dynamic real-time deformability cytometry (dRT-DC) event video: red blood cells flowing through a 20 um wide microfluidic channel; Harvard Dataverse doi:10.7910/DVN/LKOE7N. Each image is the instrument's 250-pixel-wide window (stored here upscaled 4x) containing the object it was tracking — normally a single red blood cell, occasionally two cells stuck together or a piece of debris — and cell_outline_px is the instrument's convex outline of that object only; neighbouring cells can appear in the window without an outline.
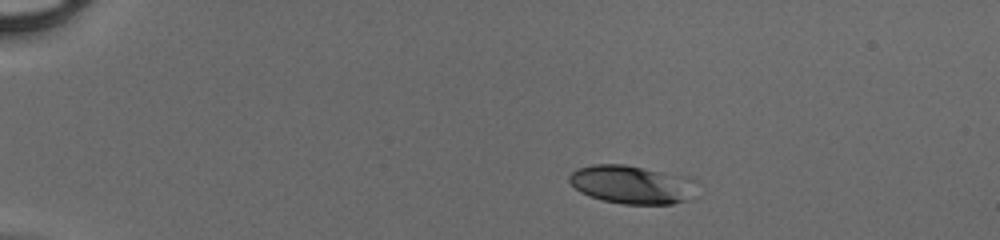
{"species": "human", "species_latin": "Homo sapiens", "temperature_condition": "cold", "stored_images_in_passage": 40, "camera_frame_rate_fps": 3000, "um_per_image_px": 0.085, "donor": {"sex": "male"}, "frame": {"image": 1, "passage_image": 1, "time_ms": 0.0, "image_size_px": [1000, 240], "cell_outline_px": [[696, 180], [688, 200], [672, 204], [624, 204], [604, 200], [588, 196], [580, 192], [568, 180], [568, 176], [576, 168], [592, 164], [624, 164], [692, 176]], "centroid_in_image_um": [53.7, 15.66], "position_along_channel_um": 31.3, "area_um2": 28.78}}
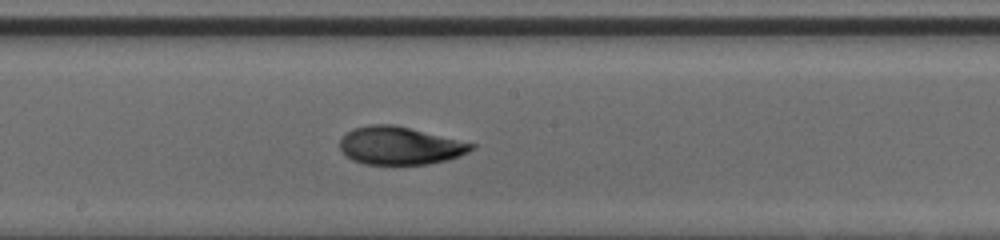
{"frame": {"image": 2, "passage_image": 20, "time_ms": 6.333, "image_size_px": [1000, 240], "cell_outline_px": [[476, 148], [468, 152], [448, 160], [428, 164], [364, 164], [352, 160], [340, 148], [340, 140], [352, 128], [368, 124], [396, 124], [476, 144]], "centroid_in_image_um": [34.01, 12.37], "position_along_channel_um": 214.2, "area_um2": 29.13}}
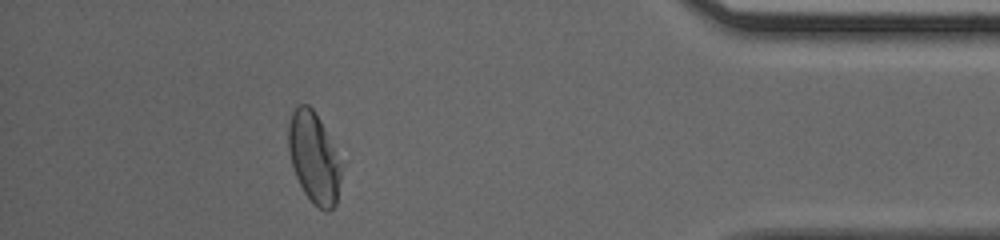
{"frame": {"image": 3, "passage_image": 36, "time_ms": 11.667, "image_size_px": [1000, 240], "cell_outline_px": [[344, 164], [336, 204], [328, 212], [324, 212], [312, 204], [304, 192], [296, 176], [292, 164], [288, 148], [288, 124], [292, 112], [300, 104], [308, 104], [312, 108], [320, 120]], "centroid_in_image_um": [26.72, 13.44], "position_along_channel_um": 408.5, "area_um2": 28.38}}